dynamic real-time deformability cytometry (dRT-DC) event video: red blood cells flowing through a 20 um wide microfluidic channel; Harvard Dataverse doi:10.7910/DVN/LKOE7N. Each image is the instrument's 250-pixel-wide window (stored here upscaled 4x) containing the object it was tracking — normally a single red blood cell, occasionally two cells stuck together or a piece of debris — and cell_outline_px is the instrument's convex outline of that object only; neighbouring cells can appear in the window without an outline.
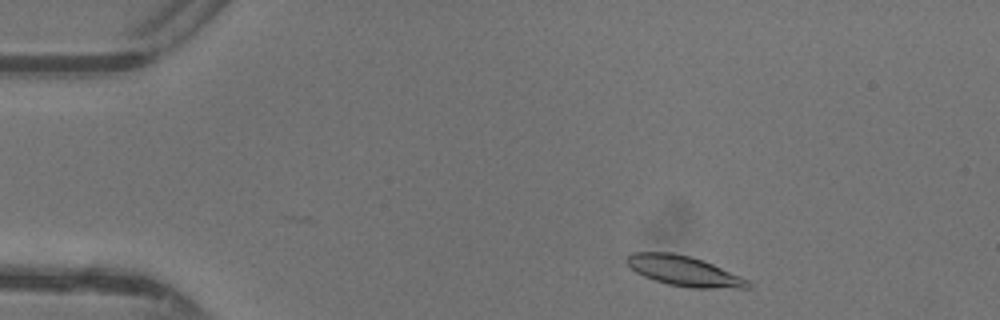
{"species": "common noctule bat (a hibernating species)", "species_latin": "Nyctalus noctula", "temperature_condition": "warm", "stored_images_in_passage": 38, "camera_frame_rate_fps": 3000, "um_per_image_px": 0.085, "animal": {"sex": "female"}, "frame": {"image": 1, "passage_image": 3, "time_ms": 0.667, "image_size_px": [1000, 320], "cell_outline_px": [[752, 288], [692, 288], [668, 284], [644, 276], [636, 272], [628, 264], [628, 256], [632, 252], [672, 252], [692, 256], [704, 260], [740, 276], [748, 280], [752, 284]], "centroid_in_image_um": [58.18, 23.03], "position_along_channel_um": 26.8, "area_um2": 21.15}}
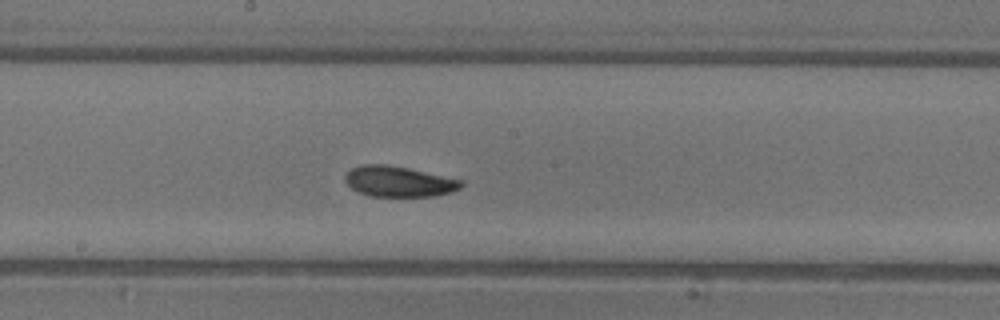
{"frame": {"image": 2, "passage_image": 21, "time_ms": 6.667, "image_size_px": [1000, 320], "cell_outline_px": [[464, 184], [460, 188], [452, 192], [436, 196], [368, 196], [352, 188], [344, 180], [344, 176], [352, 168], [360, 164], [388, 164], [408, 168], [464, 180]], "centroid_in_image_um": [33.92, 15.42], "position_along_channel_um": 214.3, "area_um2": 20.81}}
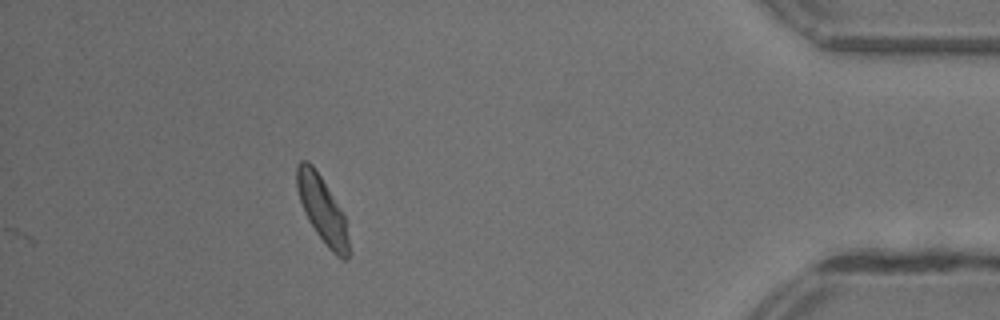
{"frame": {"image": 3, "passage_image": 38, "time_ms": 12.333, "image_size_px": [1000, 320], "cell_outline_px": [[348, 260], [344, 260], [336, 256], [328, 248], [316, 232], [308, 220], [304, 212], [296, 188], [296, 164], [300, 160], [308, 160], [312, 164], [320, 176], [344, 216], [348, 240]], "centroid_in_image_um": [27.35, 17.79], "position_along_channel_um": 407.9, "area_um2": 19.65}, "authors_computed_cell_mechanics": {"area_um2": 20.4901, "velocity_mm_per_s": 4.3561, "shape_relaxation_time_tau1_ms": 2.5087, "shape_relaxation_time_tau2_ms": 3.2622, "deformation_change_tau1": 0.1269, "deformation_change_tau2": 0.0941}}